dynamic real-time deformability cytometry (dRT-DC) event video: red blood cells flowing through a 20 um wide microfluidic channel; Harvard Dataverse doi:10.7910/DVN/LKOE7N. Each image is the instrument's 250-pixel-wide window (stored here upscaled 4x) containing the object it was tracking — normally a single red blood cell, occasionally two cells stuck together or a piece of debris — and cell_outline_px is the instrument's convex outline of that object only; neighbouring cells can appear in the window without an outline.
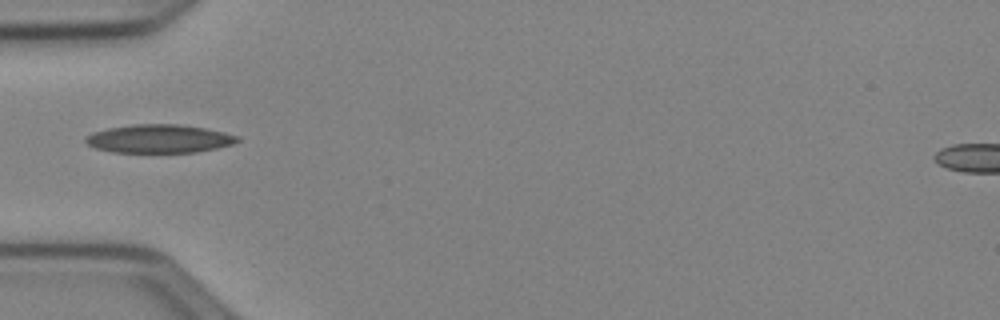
{"species": "Egyptian fruit bat (a non-hibernating species)", "species_latin": "Rousettus aegyptiacus", "temperature_condition": "cold", "stored_images_in_passage": 29, "camera_frame_rate_fps": 3000, "um_per_image_px": 0.085, "animal": {"sex": "female"}, "frame": {"image": 1, "passage_image": 1, "time_ms": 0.0, "image_size_px": [1000, 320], "cell_outline_px": [[240, 140], [232, 144], [216, 148], [196, 152], [112, 152], [96, 148], [88, 144], [84, 140], [92, 132], [108, 128], [132, 124], [180, 124], [204, 128], [224, 132], [240, 136]], "centroid_in_image_um": [13.54, 11.78], "position_along_channel_um": 71.5, "area_um2": 25.03}}
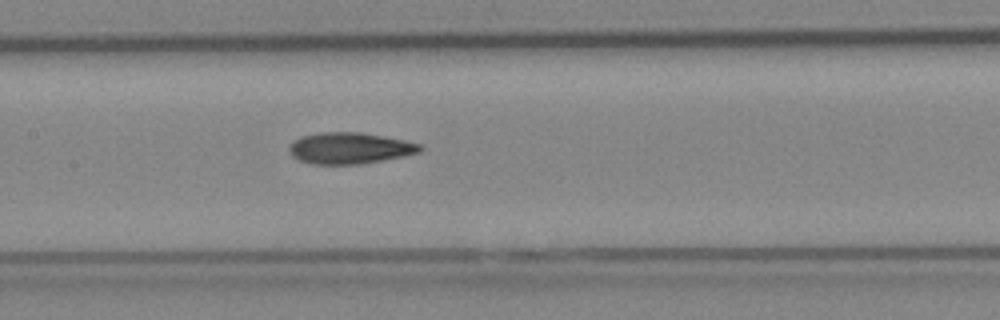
{"frame": {"image": 2, "passage_image": 9, "time_ms": 2.667, "image_size_px": [1000, 320], "cell_outline_px": [[424, 148], [420, 152], [404, 156], [360, 164], [312, 164], [300, 160], [292, 156], [288, 148], [292, 140], [300, 136], [320, 132], [360, 132], [384, 136], [404, 140], [420, 144]], "centroid_in_image_um": [29.71, 12.58], "position_along_channel_um": 177.7, "area_um2": 23.99}}
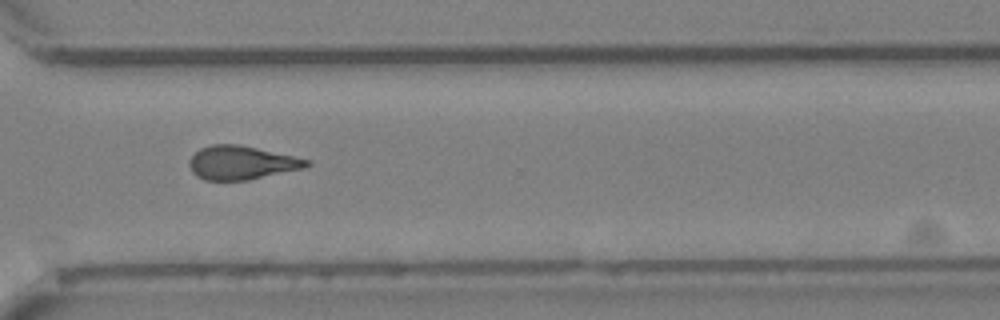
{"frame": {"image": 3, "passage_image": 22, "time_ms": 7.0, "image_size_px": [1000, 320], "cell_outline_px": [[312, 164], [304, 168], [248, 180], [204, 180], [196, 176], [192, 172], [188, 164], [188, 160], [200, 148], [212, 144], [240, 144], [292, 156], [308, 160]], "centroid_in_image_um": [20.48, 13.83], "position_along_channel_um": 350.1, "area_um2": 22.95}, "authors_computed_cell_mechanics": {"area_um2": 23.3512, "velocity_mm_per_s": 3.9824, "shape_relaxation_time_tau1_ms": null, "shape_relaxation_time_tau2_ms": 4.1033, "deformation_change_tau1": null, "deformation_change_tau2": 0.1297}}